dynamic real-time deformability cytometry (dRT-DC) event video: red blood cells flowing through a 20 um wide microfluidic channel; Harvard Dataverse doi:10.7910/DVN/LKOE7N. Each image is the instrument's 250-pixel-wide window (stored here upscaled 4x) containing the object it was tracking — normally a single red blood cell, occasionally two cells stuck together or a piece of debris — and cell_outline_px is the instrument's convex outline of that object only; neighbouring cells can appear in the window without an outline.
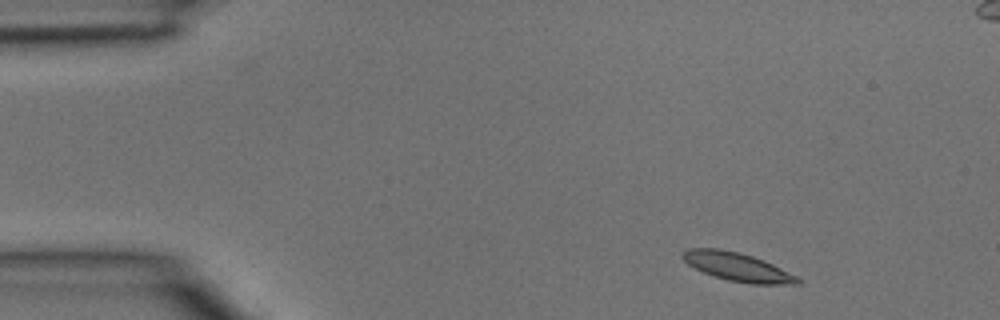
{"species": "common noctule bat (a hibernating species)", "species_latin": "Nyctalus noctula", "temperature_condition": "room temperature", "stored_images_in_passage": 4, "camera_frame_rate_fps": 3000, "um_per_image_px": 0.085, "animal": {"sex": "male", "body_mass_g": 15.6}, "frame": {"image": 1, "passage_image": 1, "time_ms": 0.0, "image_size_px": [1000, 320], "cell_outline_px": [[800, 284], [752, 284], [728, 280], [704, 272], [688, 264], [680, 256], [688, 248], [720, 248], [740, 252], [764, 260], [796, 276], [800, 280]], "centroid_in_image_um": [62.67, 22.67], "position_along_channel_um": 22.3, "area_um2": 18.84}}